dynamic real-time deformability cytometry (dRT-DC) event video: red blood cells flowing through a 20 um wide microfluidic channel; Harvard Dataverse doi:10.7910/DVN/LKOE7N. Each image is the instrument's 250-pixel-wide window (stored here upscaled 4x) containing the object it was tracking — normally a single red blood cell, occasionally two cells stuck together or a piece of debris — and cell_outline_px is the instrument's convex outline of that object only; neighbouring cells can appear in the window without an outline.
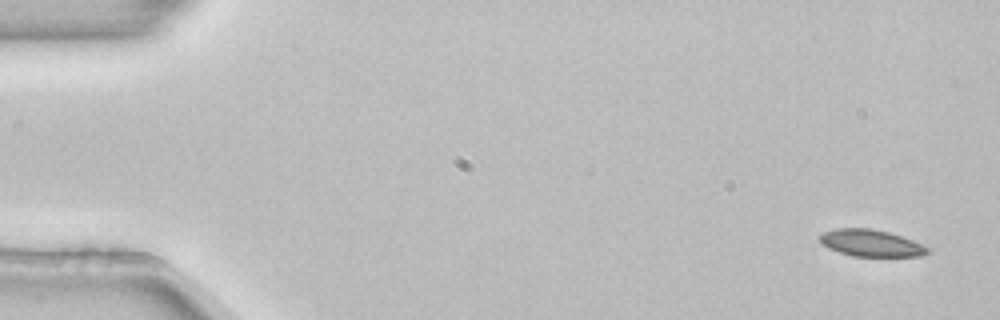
{"species": "common noctule bat (a hibernating species)", "species_latin": "Nyctalus noctula", "temperature_condition": "room temperature", "stored_images_in_passage": 5, "segment_of_instrument_passage": [1, 2], "camera_frame_rate_fps": 3000, "um_per_image_px": 0.085, "animal": {"sex": "female", "body_mass_g": 22.7, "forearm_length_mm": 54.2}, "frame": {"image": 1, "passage_image": 1, "time_ms": 0.0, "image_size_px": [1000, 320], "cell_outline_px": [[932, 252], [924, 256], [852, 256], [828, 248], [820, 240], [820, 232], [836, 228], [872, 228], [888, 232], [912, 240], [928, 248]], "centroid_in_image_um": [74.03, 20.66], "position_along_channel_um": 11.0, "area_um2": 16.82}}